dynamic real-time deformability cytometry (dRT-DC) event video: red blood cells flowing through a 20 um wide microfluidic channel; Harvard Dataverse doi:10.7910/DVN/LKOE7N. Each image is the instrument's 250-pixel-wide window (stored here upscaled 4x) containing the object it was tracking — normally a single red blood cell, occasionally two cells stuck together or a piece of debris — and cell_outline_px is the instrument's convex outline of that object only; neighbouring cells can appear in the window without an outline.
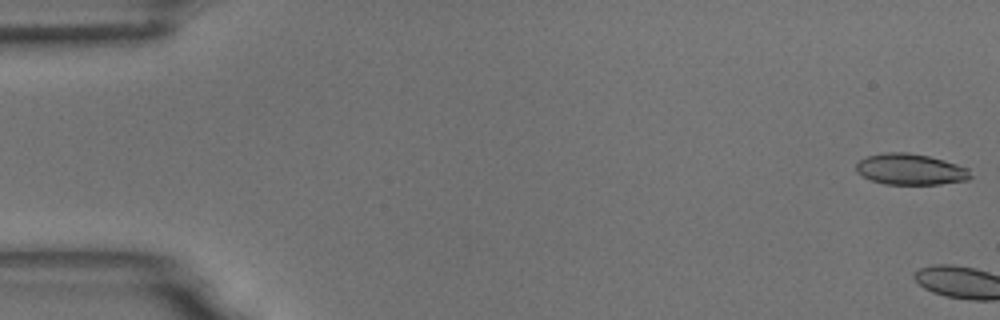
{"species": "common noctule bat (a hibernating species)", "species_latin": "Nyctalus noctula", "temperature_condition": "room temperature", "stored_images_in_passage": 4, "camera_frame_rate_fps": 3000, "um_per_image_px": 0.085, "animal": {"sex": "male", "body_mass_g": 18.8}, "frame": {"image": 1, "passage_image": 1, "time_ms": 0.0, "image_size_px": [1000, 320], "cell_outline_px": [[972, 176], [968, 180], [940, 184], [884, 184], [872, 180], [856, 172], [856, 164], [860, 160], [868, 156], [884, 152], [908, 152], [928, 156], [944, 160], [968, 168]], "centroid_in_image_um": [77.4, 14.39], "position_along_channel_um": 7.6, "area_um2": 20.63}}